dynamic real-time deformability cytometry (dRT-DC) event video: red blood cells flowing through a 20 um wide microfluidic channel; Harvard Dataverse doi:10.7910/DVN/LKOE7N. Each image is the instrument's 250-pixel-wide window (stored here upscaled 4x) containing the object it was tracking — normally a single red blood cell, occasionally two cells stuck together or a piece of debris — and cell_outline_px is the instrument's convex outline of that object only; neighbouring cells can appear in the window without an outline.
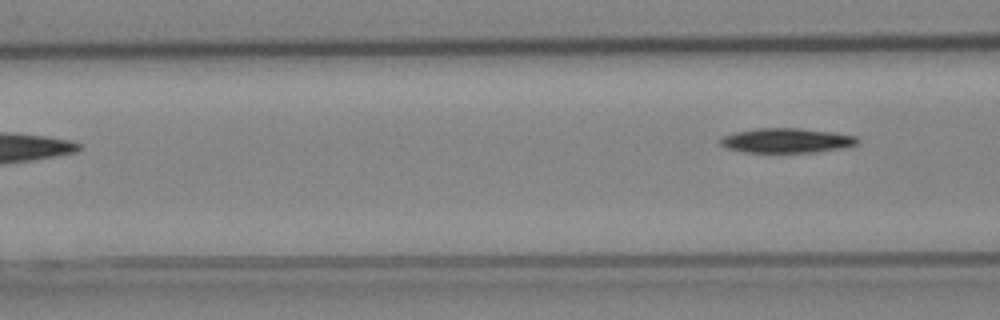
{"species": "Egyptian fruit bat (a non-hibernating species)", "species_latin": "Rousettus aegyptiacus", "temperature_condition": "cold", "stored_images_in_passage": 5, "camera_frame_rate_fps": 3000, "um_per_image_px": 0.085, "animal": {"sex": "female"}, "frame": {"image": 1, "passage_image": 5, "time_ms": 1.333, "image_size_px": [1000, 320], "cell_outline_px": [[860, 144], [844, 148], [812, 152], [744, 152], [728, 148], [720, 144], [716, 140], [720, 136], [736, 132], [756, 128], [800, 128], [832, 132], [860, 136]], "centroid_in_image_um": [66.88, 11.94], "position_along_channel_um": 99.7, "area_um2": 20.0}}